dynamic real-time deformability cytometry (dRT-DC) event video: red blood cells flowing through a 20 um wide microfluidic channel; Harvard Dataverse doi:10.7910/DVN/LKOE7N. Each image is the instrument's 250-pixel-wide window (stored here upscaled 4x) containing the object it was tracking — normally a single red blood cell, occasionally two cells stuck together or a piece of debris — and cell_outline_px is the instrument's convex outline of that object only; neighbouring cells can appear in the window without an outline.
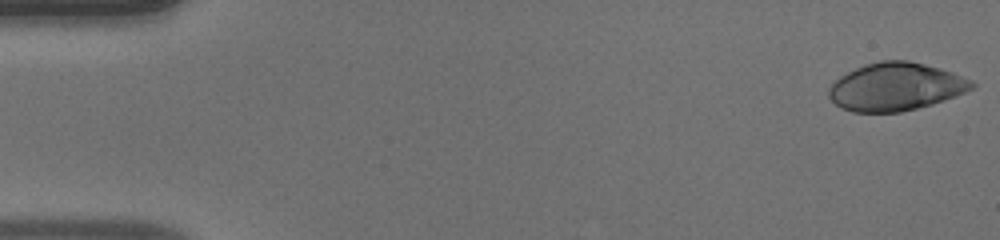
{"species": "human", "species_latin": "Homo sapiens", "temperature_condition": "warm", "stored_images_in_passage": 50, "camera_frame_rate_fps": 3000, "um_per_image_px": 0.085, "donor": {"sex": "male"}, "frame": {"image": 1, "passage_image": 1, "time_ms": 0.0, "image_size_px": [1000, 240], "cell_outline_px": [[976, 88], [956, 96], [932, 104], [900, 112], [852, 112], [840, 108], [828, 96], [828, 88], [840, 76], [864, 64], [880, 60], [908, 60], [940, 68], [952, 72], [972, 80], [976, 84]], "centroid_in_image_um": [76.15, 7.37], "position_along_channel_um": 8.9, "area_um2": 40.06}}
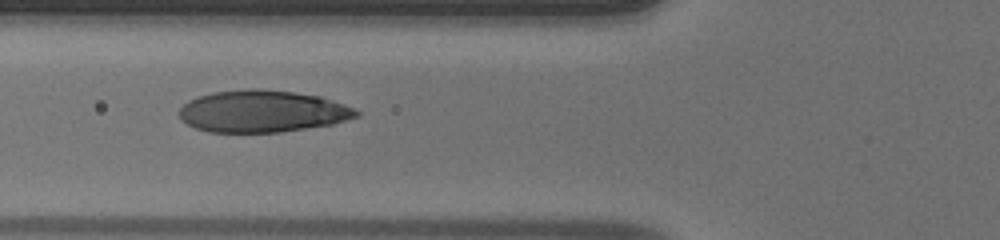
{"frame": {"image": 2, "passage_image": 19, "time_ms": 6.0, "image_size_px": [1000, 240], "cell_outline_px": [[360, 116], [332, 124], [280, 132], [208, 132], [196, 128], [180, 120], [180, 108], [188, 100], [212, 92], [248, 88], [256, 88], [292, 92], [320, 96], [356, 108], [360, 112]], "centroid_in_image_um": [22.31, 9.46], "position_along_channel_um": 103.5, "area_um2": 43.35}}
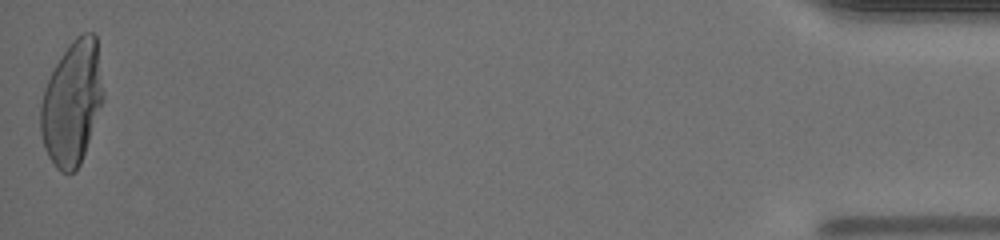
{"frame": {"image": 3, "passage_image": 50, "time_ms": 16.333, "image_size_px": [1000, 240], "cell_outline_px": [[104, 100], [80, 164], [76, 172], [60, 172], [56, 168], [48, 156], [44, 148], [40, 132], [40, 104], [44, 88], [56, 64], [72, 40], [76, 36], [84, 32], [92, 32], [96, 36], [104, 92]], "centroid_in_image_um": [6.12, 8.77], "position_along_channel_um": 429.1, "area_um2": 45.37}, "authors_computed_cell_mechanics": {"area_um2": 42.3963, "velocity_mm_per_s": 4.0779, "shape_relaxation_time_tau1_ms": 5.5342, "shape_relaxation_time_tau2_ms": null, "deformation_change_tau1": 0.2947, "deformation_change_tau2": null}}